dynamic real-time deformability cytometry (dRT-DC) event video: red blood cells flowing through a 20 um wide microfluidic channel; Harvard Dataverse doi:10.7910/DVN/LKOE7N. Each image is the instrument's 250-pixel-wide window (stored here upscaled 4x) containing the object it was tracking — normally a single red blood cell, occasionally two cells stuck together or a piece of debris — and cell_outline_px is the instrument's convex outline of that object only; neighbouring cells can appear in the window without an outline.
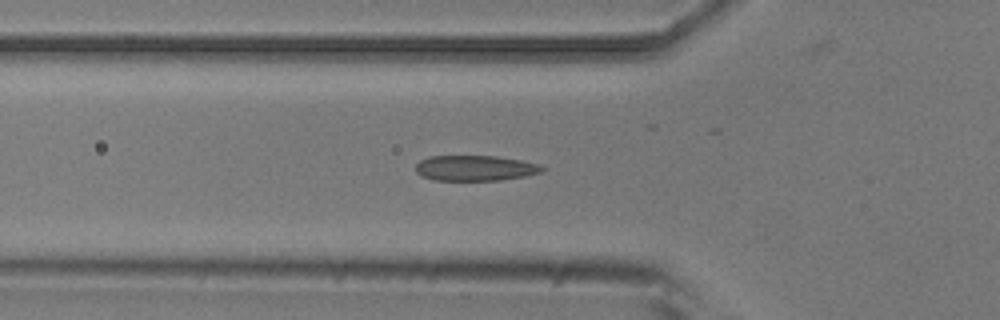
{"species": "common noctule bat (a hibernating species)", "species_latin": "Nyctalus noctula", "temperature_condition": "room temperature", "stored_images_in_passage": 6, "camera_frame_rate_fps": 3000, "um_per_image_px": 0.085, "animal": {"sex": "male", "body_mass_g": 20.5, "forearm_length_mm": 52.5}, "frame": {"image": 1, "passage_image": 4, "time_ms": 1.0, "image_size_px": [1000, 320], "cell_outline_px": [[544, 172], [524, 176], [500, 180], [432, 180], [420, 176], [416, 172], [416, 164], [420, 160], [428, 156], [496, 156], [520, 160], [540, 164], [544, 168]], "centroid_in_image_um": [40.37, 14.29], "position_along_channel_um": 85.4, "area_um2": 18.84}}